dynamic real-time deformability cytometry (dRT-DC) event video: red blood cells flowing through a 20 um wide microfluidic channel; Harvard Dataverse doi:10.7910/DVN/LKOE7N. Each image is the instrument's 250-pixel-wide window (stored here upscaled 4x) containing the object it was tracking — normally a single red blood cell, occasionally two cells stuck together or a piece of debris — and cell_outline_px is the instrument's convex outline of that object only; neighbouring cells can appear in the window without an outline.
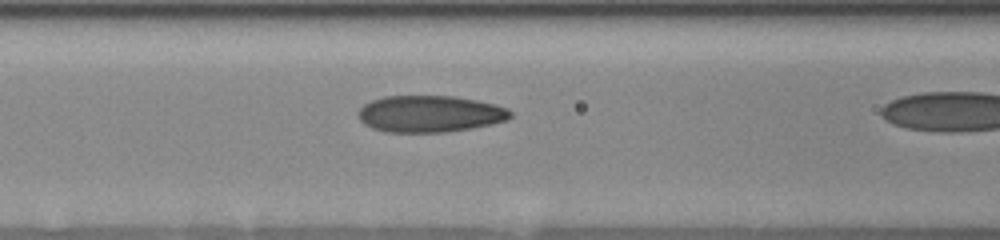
{"species": "human", "species_latin": "Homo sapiens", "temperature_condition": "room temperature", "stored_images_in_passage": 16, "camera_frame_rate_fps": 3000, "um_per_image_px": 0.085, "donor": {"sex": "female"}, "frame": {"image": 1, "passage_image": 11, "time_ms": 5.0, "image_size_px": [1000, 240], "cell_outline_px": [[512, 116], [508, 120], [492, 124], [472, 128], [444, 132], [384, 132], [372, 128], [364, 124], [360, 120], [360, 108], [364, 104], [372, 100], [384, 96], [456, 96], [496, 104], [508, 108], [512, 112]], "centroid_in_image_um": [36.57, 9.68], "position_along_channel_um": 130.0, "area_um2": 32.66}}
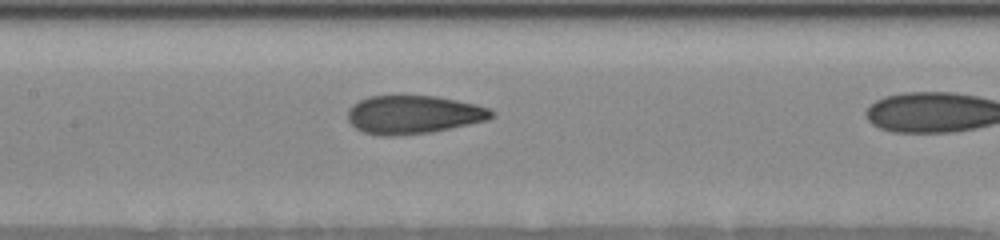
{"frame": {"image": 2, "passage_image": 13, "time_ms": 6.0, "image_size_px": [1000, 240], "cell_outline_px": [[496, 116], [488, 120], [432, 132], [396, 136], [380, 136], [364, 132], [356, 128], [348, 120], [348, 108], [352, 104], [368, 96], [436, 96], [476, 104], [488, 108], [496, 112]], "centroid_in_image_um": [35.16, 9.75], "position_along_channel_um": 172.2, "area_um2": 32.31}}
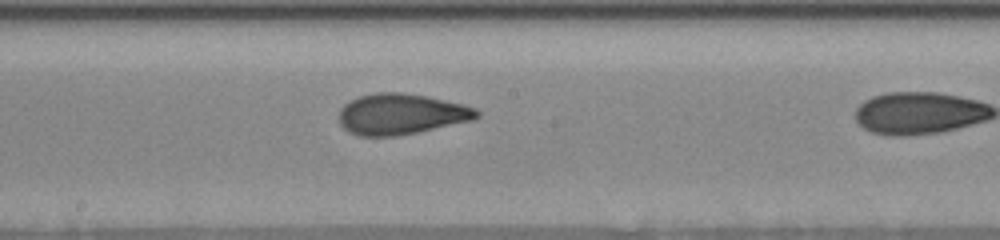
{"frame": {"image": 3, "passage_image": 15, "time_ms": 7.0, "image_size_px": [1000, 240], "cell_outline_px": [[480, 116], [472, 120], [416, 132], [396, 136], [360, 136], [348, 132], [340, 124], [340, 108], [348, 100], [372, 92], [404, 92], [428, 96], [464, 104], [476, 108], [480, 112]], "centroid_in_image_um": [34.08, 9.68], "position_along_channel_um": 214.1, "area_um2": 32.95}}